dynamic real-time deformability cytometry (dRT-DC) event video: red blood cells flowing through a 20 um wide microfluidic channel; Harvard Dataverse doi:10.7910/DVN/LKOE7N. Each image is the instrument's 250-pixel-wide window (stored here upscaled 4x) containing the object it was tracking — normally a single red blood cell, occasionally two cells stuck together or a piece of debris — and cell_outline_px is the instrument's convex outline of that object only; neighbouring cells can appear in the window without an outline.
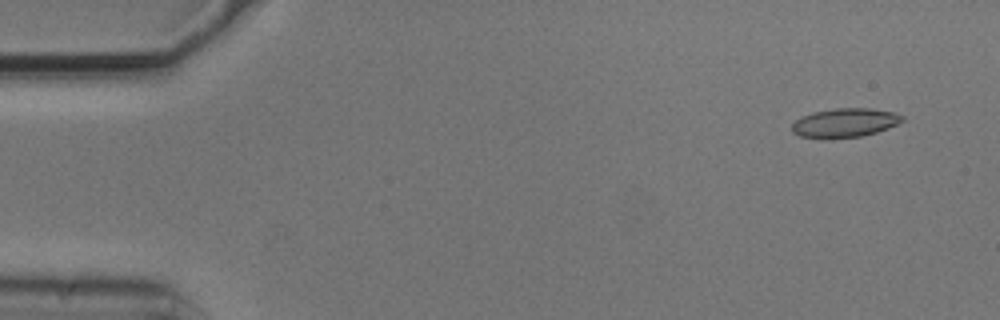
{"species": "common noctule bat (a hibernating species)", "species_latin": "Nyctalus noctula", "temperature_condition": "cold", "stored_images_in_passage": 53, "camera_frame_rate_fps": 3000, "um_per_image_px": 0.085, "animal": {"sex": "male", "body_mass_g": 20.5, "forearm_length_mm": 52.5}, "frame": {"image": 1, "passage_image": 2, "time_ms": 0.333, "image_size_px": [1000, 320], "cell_outline_px": [[904, 120], [888, 128], [876, 132], [860, 136], [828, 140], [800, 136], [792, 132], [792, 124], [796, 120], [812, 112], [836, 108], [872, 108], [892, 112], [904, 116]], "centroid_in_image_um": [71.79, 10.45], "position_along_channel_um": 13.2, "area_um2": 18.79}}
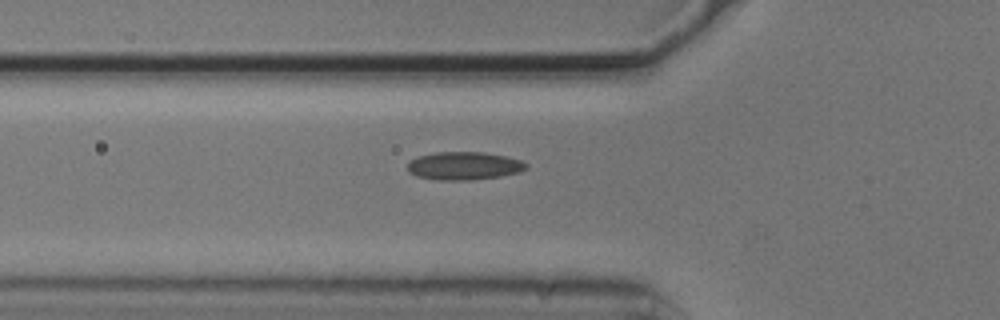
{"frame": {"image": 2, "passage_image": 17, "time_ms": 5.333, "image_size_px": [1000, 320], "cell_outline_px": [[528, 168], [520, 172], [500, 176], [468, 180], [436, 180], [416, 176], [408, 172], [408, 160], [420, 156], [436, 152], [484, 152], [504, 156], [520, 160], [528, 164]], "centroid_in_image_um": [39.43, 14.1], "position_along_channel_um": 86.4, "area_um2": 19.42}}
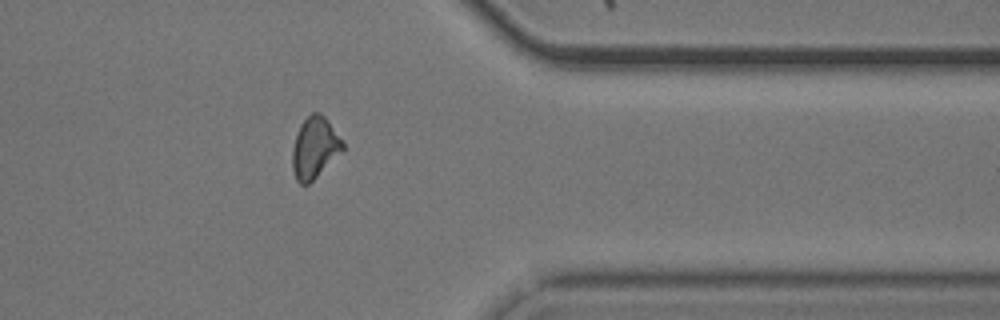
{"frame": {"image": 3, "passage_image": 42, "time_ms": 13.667, "image_size_px": [1000, 320], "cell_outline_px": [[344, 148], [308, 184], [300, 184], [296, 180], [292, 168], [292, 148], [300, 124], [312, 112], [320, 112], [324, 116], [344, 144]], "centroid_in_image_um": [26.7, 12.55], "position_along_channel_um": 384.7, "area_um2": 17.46}, "authors_computed_cell_mechanics": {"area_um2": 18.2648, "velocity_mm_per_s": 3.7211, "shape_relaxation_time_tau1_ms": 6.5826, "shape_relaxation_time_tau2_ms": 2.83, "deformation_change_tau1": 0.1078, "deformation_change_tau2": 0.1001}}